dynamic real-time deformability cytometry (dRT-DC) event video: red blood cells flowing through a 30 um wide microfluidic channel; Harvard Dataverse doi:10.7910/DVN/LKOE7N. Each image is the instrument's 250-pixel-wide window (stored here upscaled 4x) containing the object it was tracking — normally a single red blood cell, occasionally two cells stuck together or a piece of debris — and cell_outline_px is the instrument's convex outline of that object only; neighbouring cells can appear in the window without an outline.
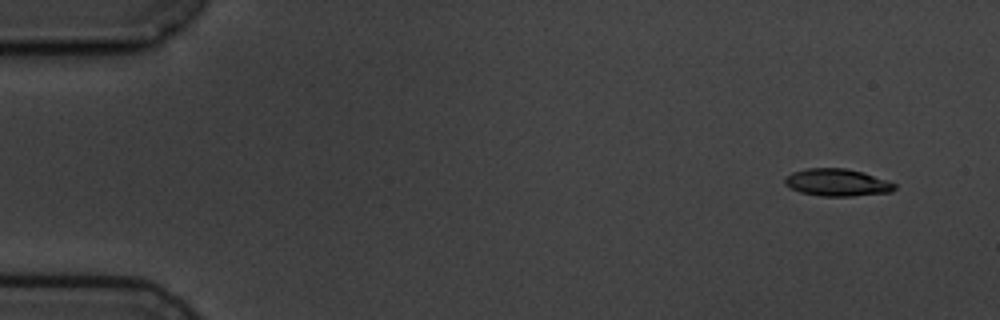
{"species": "common noctule bat (a hibernating species)", "species_latin": "Nyctalus noctula", "temperature_condition": "cold", "stored_images_in_passage": 7, "camera_frame_rate_fps": 3000, "um_per_image_px": 0.085, "animal": {"sex": "male", "body_mass_g": 19.5, "forearm_length_mm": 54.6}, "frame": {"image": 1, "passage_image": 1, "time_ms": 0.0, "image_size_px": [1000, 320], "cell_outline_px": [[896, 188], [892, 192], [852, 196], [820, 196], [800, 192], [788, 188], [784, 184], [784, 176], [792, 172], [808, 168], [844, 168], [864, 172], [896, 184]], "centroid_in_image_um": [71.12, 15.51], "position_along_channel_um": 13.9, "area_um2": 17.63}}
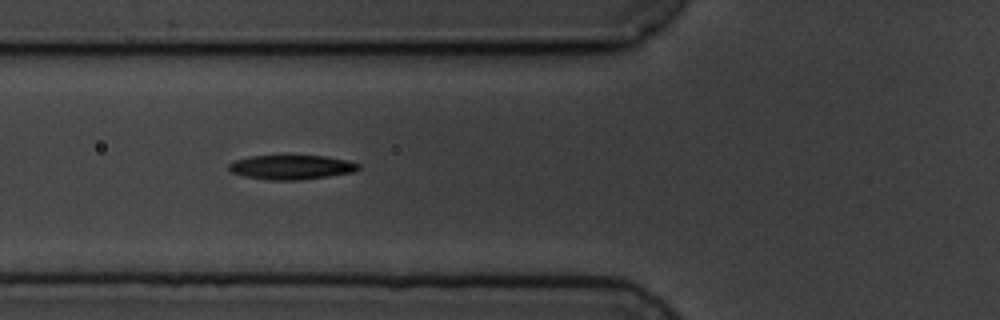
{"frame": {"image": 2, "passage_image": 6, "time_ms": 5.667, "image_size_px": [1000, 320], "cell_outline_px": [[360, 168], [352, 172], [328, 176], [300, 180], [268, 180], [244, 176], [232, 172], [228, 168], [228, 164], [236, 160], [252, 156], [328, 156], [348, 160], [360, 164]], "centroid_in_image_um": [24.79, 14.21], "position_along_channel_um": 101.0, "area_um2": 18.32}}
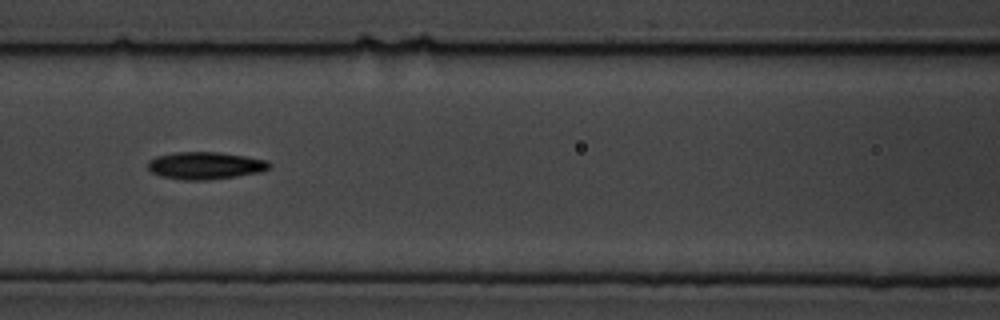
{"frame": {"image": 3, "passage_image": 7, "time_ms": 7.0, "image_size_px": [1000, 320], "cell_outline_px": [[272, 164], [268, 168], [260, 172], [236, 176], [208, 180], [184, 180], [160, 176], [152, 172], [148, 168], [148, 160], [156, 156], [176, 152], [216, 152], [244, 156], [268, 160]], "centroid_in_image_um": [17.43, 14.07], "position_along_channel_um": 149.2, "area_um2": 19.31}}